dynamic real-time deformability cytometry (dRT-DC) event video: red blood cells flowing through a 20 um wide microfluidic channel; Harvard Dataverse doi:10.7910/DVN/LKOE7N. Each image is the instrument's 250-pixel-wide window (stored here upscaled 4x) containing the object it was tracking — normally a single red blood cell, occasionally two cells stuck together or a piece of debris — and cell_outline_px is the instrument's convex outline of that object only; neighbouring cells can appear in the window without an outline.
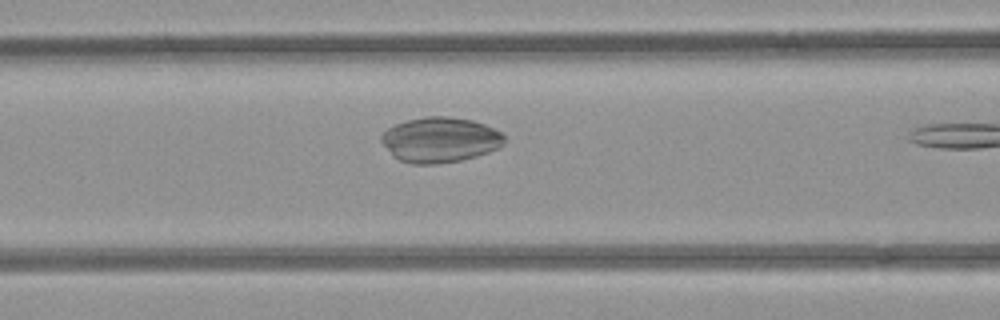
{"species": "common noctule bat (a hibernating species)", "species_latin": "Nyctalus noctula", "temperature_condition": "room temperature", "stored_images_in_passage": 11, "camera_frame_rate_fps": 3000, "um_per_image_px": 0.085, "animal": {"sex": "female", "body_mass_g": 21.9}, "frame": {"image": 1, "passage_image": 10, "time_ms": 3.0, "image_size_px": [1000, 320], "cell_outline_px": [[504, 144], [500, 148], [476, 156], [460, 160], [436, 164], [412, 164], [400, 160], [380, 140], [380, 136], [388, 128], [396, 124], [408, 120], [424, 116], [448, 116], [472, 120], [484, 124], [504, 132]], "centroid_in_image_um": [37.46, 11.87], "position_along_channel_um": 129.1, "area_um2": 32.31}}